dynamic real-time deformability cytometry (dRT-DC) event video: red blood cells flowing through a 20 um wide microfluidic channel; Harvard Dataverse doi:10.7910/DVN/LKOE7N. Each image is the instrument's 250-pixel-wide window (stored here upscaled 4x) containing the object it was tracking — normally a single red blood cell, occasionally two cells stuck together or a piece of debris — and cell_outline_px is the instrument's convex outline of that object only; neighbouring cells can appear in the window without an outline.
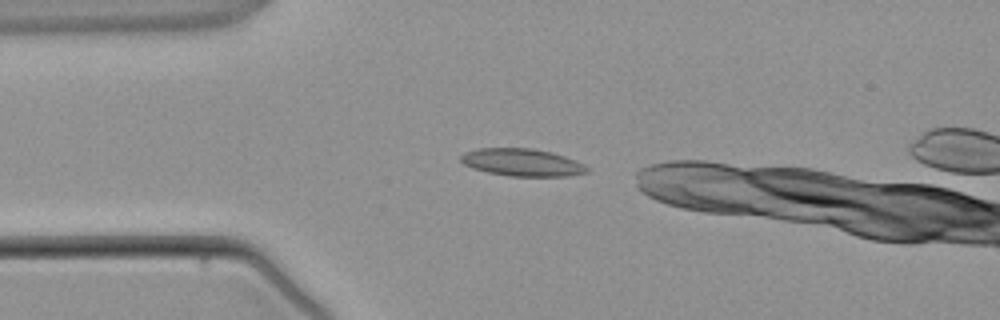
{"species": "common noctule bat (a hibernating species)", "species_latin": "Nyctalus noctula", "temperature_condition": "warm", "stored_images_in_passage": 1, "camera_frame_rate_fps": 3000, "um_per_image_px": 0.085, "animal": {"sex": "male", "body_mass_g": 21.5, "forearm_length_mm": 52.0}, "frame": {"image": 1, "passage_image": 1, "time_ms": 0.0, "image_size_px": [1000, 320], "cell_outline_px": [[588, 172], [568, 176], [508, 176], [488, 172], [472, 168], [464, 164], [460, 160], [460, 156], [464, 152], [476, 148], [532, 148], [564, 156], [584, 164], [588, 168]], "centroid_in_image_um": [44.34, 13.8], "position_along_channel_um": 40.7, "area_um2": 20.11}}